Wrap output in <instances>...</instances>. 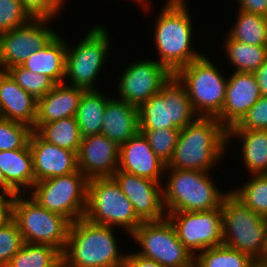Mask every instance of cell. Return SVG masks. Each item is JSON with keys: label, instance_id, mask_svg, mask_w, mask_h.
I'll return each mask as SVG.
<instances>
[{"label": "cell", "instance_id": "f6af8a7d", "mask_svg": "<svg viewBox=\"0 0 267 267\" xmlns=\"http://www.w3.org/2000/svg\"><path fill=\"white\" fill-rule=\"evenodd\" d=\"M0 189L2 195H17L18 193L7 183L3 173L0 170Z\"/></svg>", "mask_w": 267, "mask_h": 267}, {"label": "cell", "instance_id": "4316f807", "mask_svg": "<svg viewBox=\"0 0 267 267\" xmlns=\"http://www.w3.org/2000/svg\"><path fill=\"white\" fill-rule=\"evenodd\" d=\"M109 99L99 89L83 92L75 116L82 138L101 133L105 107Z\"/></svg>", "mask_w": 267, "mask_h": 267}, {"label": "cell", "instance_id": "7c38bea8", "mask_svg": "<svg viewBox=\"0 0 267 267\" xmlns=\"http://www.w3.org/2000/svg\"><path fill=\"white\" fill-rule=\"evenodd\" d=\"M106 30L96 25L76 47L72 49L67 45L65 78H71L70 86L85 91L97 90L94 83L109 51L110 38Z\"/></svg>", "mask_w": 267, "mask_h": 267}, {"label": "cell", "instance_id": "ee69618b", "mask_svg": "<svg viewBox=\"0 0 267 267\" xmlns=\"http://www.w3.org/2000/svg\"><path fill=\"white\" fill-rule=\"evenodd\" d=\"M253 74L258 82L261 96L267 97V60Z\"/></svg>", "mask_w": 267, "mask_h": 267}, {"label": "cell", "instance_id": "2e32d148", "mask_svg": "<svg viewBox=\"0 0 267 267\" xmlns=\"http://www.w3.org/2000/svg\"><path fill=\"white\" fill-rule=\"evenodd\" d=\"M112 178L130 200L137 216L143 222L166 218L161 183L122 170H117Z\"/></svg>", "mask_w": 267, "mask_h": 267}, {"label": "cell", "instance_id": "60d3db41", "mask_svg": "<svg viewBox=\"0 0 267 267\" xmlns=\"http://www.w3.org/2000/svg\"><path fill=\"white\" fill-rule=\"evenodd\" d=\"M15 199L16 195L0 194V227L5 226L13 220Z\"/></svg>", "mask_w": 267, "mask_h": 267}, {"label": "cell", "instance_id": "44dd1931", "mask_svg": "<svg viewBox=\"0 0 267 267\" xmlns=\"http://www.w3.org/2000/svg\"><path fill=\"white\" fill-rule=\"evenodd\" d=\"M85 90L58 83L43 97L37 99L34 131L44 123L75 117L81 96Z\"/></svg>", "mask_w": 267, "mask_h": 267}, {"label": "cell", "instance_id": "9a60e30c", "mask_svg": "<svg viewBox=\"0 0 267 267\" xmlns=\"http://www.w3.org/2000/svg\"><path fill=\"white\" fill-rule=\"evenodd\" d=\"M173 74L157 60H143L129 65L119 79L118 99L137 108L158 94Z\"/></svg>", "mask_w": 267, "mask_h": 267}, {"label": "cell", "instance_id": "ab89813d", "mask_svg": "<svg viewBox=\"0 0 267 267\" xmlns=\"http://www.w3.org/2000/svg\"><path fill=\"white\" fill-rule=\"evenodd\" d=\"M33 18H53L65 0H20Z\"/></svg>", "mask_w": 267, "mask_h": 267}, {"label": "cell", "instance_id": "f546056e", "mask_svg": "<svg viewBox=\"0 0 267 267\" xmlns=\"http://www.w3.org/2000/svg\"><path fill=\"white\" fill-rule=\"evenodd\" d=\"M226 37L224 48L237 72L254 73L267 60V46L244 44Z\"/></svg>", "mask_w": 267, "mask_h": 267}, {"label": "cell", "instance_id": "4dcf8cb0", "mask_svg": "<svg viewBox=\"0 0 267 267\" xmlns=\"http://www.w3.org/2000/svg\"><path fill=\"white\" fill-rule=\"evenodd\" d=\"M256 262L249 254L226 245L207 248L194 256L198 267H253Z\"/></svg>", "mask_w": 267, "mask_h": 267}, {"label": "cell", "instance_id": "d4e9b609", "mask_svg": "<svg viewBox=\"0 0 267 267\" xmlns=\"http://www.w3.org/2000/svg\"><path fill=\"white\" fill-rule=\"evenodd\" d=\"M0 170L18 194H22L25 188L31 189L35 184V175L29 143L22 149L0 151Z\"/></svg>", "mask_w": 267, "mask_h": 267}, {"label": "cell", "instance_id": "f907efd6", "mask_svg": "<svg viewBox=\"0 0 267 267\" xmlns=\"http://www.w3.org/2000/svg\"><path fill=\"white\" fill-rule=\"evenodd\" d=\"M188 267H198L194 262Z\"/></svg>", "mask_w": 267, "mask_h": 267}, {"label": "cell", "instance_id": "7bdbcfd3", "mask_svg": "<svg viewBox=\"0 0 267 267\" xmlns=\"http://www.w3.org/2000/svg\"><path fill=\"white\" fill-rule=\"evenodd\" d=\"M123 267H164L155 260L145 258L138 253L125 255Z\"/></svg>", "mask_w": 267, "mask_h": 267}, {"label": "cell", "instance_id": "ac0fdd59", "mask_svg": "<svg viewBox=\"0 0 267 267\" xmlns=\"http://www.w3.org/2000/svg\"><path fill=\"white\" fill-rule=\"evenodd\" d=\"M260 97L254 74L235 71L228 79L224 105L216 118L229 129L243 118Z\"/></svg>", "mask_w": 267, "mask_h": 267}, {"label": "cell", "instance_id": "74e56055", "mask_svg": "<svg viewBox=\"0 0 267 267\" xmlns=\"http://www.w3.org/2000/svg\"><path fill=\"white\" fill-rule=\"evenodd\" d=\"M24 244L18 224L13 219L0 227V267H6L10 259L22 248Z\"/></svg>", "mask_w": 267, "mask_h": 267}, {"label": "cell", "instance_id": "bcb514c9", "mask_svg": "<svg viewBox=\"0 0 267 267\" xmlns=\"http://www.w3.org/2000/svg\"><path fill=\"white\" fill-rule=\"evenodd\" d=\"M51 267H69L66 260L61 257L55 264H53Z\"/></svg>", "mask_w": 267, "mask_h": 267}, {"label": "cell", "instance_id": "836d02e7", "mask_svg": "<svg viewBox=\"0 0 267 267\" xmlns=\"http://www.w3.org/2000/svg\"><path fill=\"white\" fill-rule=\"evenodd\" d=\"M6 72L23 90L36 99L43 97L55 85L49 77L33 73L21 65L10 67Z\"/></svg>", "mask_w": 267, "mask_h": 267}, {"label": "cell", "instance_id": "4fadbf2b", "mask_svg": "<svg viewBox=\"0 0 267 267\" xmlns=\"http://www.w3.org/2000/svg\"><path fill=\"white\" fill-rule=\"evenodd\" d=\"M178 239L195 256L207 248L223 245L221 208L200 212H168Z\"/></svg>", "mask_w": 267, "mask_h": 267}, {"label": "cell", "instance_id": "603a6c76", "mask_svg": "<svg viewBox=\"0 0 267 267\" xmlns=\"http://www.w3.org/2000/svg\"><path fill=\"white\" fill-rule=\"evenodd\" d=\"M139 131L138 108L110 97L105 107L101 134L121 146Z\"/></svg>", "mask_w": 267, "mask_h": 267}, {"label": "cell", "instance_id": "e0dca14e", "mask_svg": "<svg viewBox=\"0 0 267 267\" xmlns=\"http://www.w3.org/2000/svg\"><path fill=\"white\" fill-rule=\"evenodd\" d=\"M118 160L119 146L103 134L81 139L77 165L88 180L112 177L118 170Z\"/></svg>", "mask_w": 267, "mask_h": 267}, {"label": "cell", "instance_id": "6da1fadb", "mask_svg": "<svg viewBox=\"0 0 267 267\" xmlns=\"http://www.w3.org/2000/svg\"><path fill=\"white\" fill-rule=\"evenodd\" d=\"M227 142L228 129L216 117L198 116L180 129L173 156L166 169L209 172L223 157Z\"/></svg>", "mask_w": 267, "mask_h": 267}, {"label": "cell", "instance_id": "d6a6232c", "mask_svg": "<svg viewBox=\"0 0 267 267\" xmlns=\"http://www.w3.org/2000/svg\"><path fill=\"white\" fill-rule=\"evenodd\" d=\"M230 192L253 212L267 218V174L254 175L241 189Z\"/></svg>", "mask_w": 267, "mask_h": 267}, {"label": "cell", "instance_id": "f1b7e54d", "mask_svg": "<svg viewBox=\"0 0 267 267\" xmlns=\"http://www.w3.org/2000/svg\"><path fill=\"white\" fill-rule=\"evenodd\" d=\"M237 20L227 34L238 42L267 46V17L239 10Z\"/></svg>", "mask_w": 267, "mask_h": 267}, {"label": "cell", "instance_id": "8992f818", "mask_svg": "<svg viewBox=\"0 0 267 267\" xmlns=\"http://www.w3.org/2000/svg\"><path fill=\"white\" fill-rule=\"evenodd\" d=\"M174 75L184 85L198 116L216 117L222 111L228 78L207 57L203 55Z\"/></svg>", "mask_w": 267, "mask_h": 267}, {"label": "cell", "instance_id": "8d00e7d4", "mask_svg": "<svg viewBox=\"0 0 267 267\" xmlns=\"http://www.w3.org/2000/svg\"><path fill=\"white\" fill-rule=\"evenodd\" d=\"M32 18L20 0H0V33L22 26Z\"/></svg>", "mask_w": 267, "mask_h": 267}, {"label": "cell", "instance_id": "5b68a950", "mask_svg": "<svg viewBox=\"0 0 267 267\" xmlns=\"http://www.w3.org/2000/svg\"><path fill=\"white\" fill-rule=\"evenodd\" d=\"M170 171L163 192L168 212H200L221 208L223 194L209 178V172L181 169Z\"/></svg>", "mask_w": 267, "mask_h": 267}, {"label": "cell", "instance_id": "b9f144b4", "mask_svg": "<svg viewBox=\"0 0 267 267\" xmlns=\"http://www.w3.org/2000/svg\"><path fill=\"white\" fill-rule=\"evenodd\" d=\"M239 10L267 17V0H237Z\"/></svg>", "mask_w": 267, "mask_h": 267}, {"label": "cell", "instance_id": "c3c4849f", "mask_svg": "<svg viewBox=\"0 0 267 267\" xmlns=\"http://www.w3.org/2000/svg\"><path fill=\"white\" fill-rule=\"evenodd\" d=\"M133 1H136L137 3H141L142 5L145 6V9H147V7L149 6V4H147L146 0L144 2V0H133ZM146 3V4H145ZM148 5V6H147Z\"/></svg>", "mask_w": 267, "mask_h": 267}, {"label": "cell", "instance_id": "cb8c5ba5", "mask_svg": "<svg viewBox=\"0 0 267 267\" xmlns=\"http://www.w3.org/2000/svg\"><path fill=\"white\" fill-rule=\"evenodd\" d=\"M67 43L56 35L45 47L35 51L21 65L33 73L49 77L55 84L65 83Z\"/></svg>", "mask_w": 267, "mask_h": 267}, {"label": "cell", "instance_id": "e575fe53", "mask_svg": "<svg viewBox=\"0 0 267 267\" xmlns=\"http://www.w3.org/2000/svg\"><path fill=\"white\" fill-rule=\"evenodd\" d=\"M154 153L167 165L177 144L180 129H140Z\"/></svg>", "mask_w": 267, "mask_h": 267}, {"label": "cell", "instance_id": "f35d334b", "mask_svg": "<svg viewBox=\"0 0 267 267\" xmlns=\"http://www.w3.org/2000/svg\"><path fill=\"white\" fill-rule=\"evenodd\" d=\"M228 130H267V97L261 96L243 118Z\"/></svg>", "mask_w": 267, "mask_h": 267}, {"label": "cell", "instance_id": "52a82bcc", "mask_svg": "<svg viewBox=\"0 0 267 267\" xmlns=\"http://www.w3.org/2000/svg\"><path fill=\"white\" fill-rule=\"evenodd\" d=\"M84 218L95 224L121 226L126 228L130 235L143 222L112 177L93 178L88 181Z\"/></svg>", "mask_w": 267, "mask_h": 267}, {"label": "cell", "instance_id": "7a4b0ae2", "mask_svg": "<svg viewBox=\"0 0 267 267\" xmlns=\"http://www.w3.org/2000/svg\"><path fill=\"white\" fill-rule=\"evenodd\" d=\"M113 232L110 226L78 219L70 224L62 257L69 267H123L126 254L118 251Z\"/></svg>", "mask_w": 267, "mask_h": 267}, {"label": "cell", "instance_id": "d6986e66", "mask_svg": "<svg viewBox=\"0 0 267 267\" xmlns=\"http://www.w3.org/2000/svg\"><path fill=\"white\" fill-rule=\"evenodd\" d=\"M35 182L76 172L77 152L60 148L42 139L34 130L29 139Z\"/></svg>", "mask_w": 267, "mask_h": 267}, {"label": "cell", "instance_id": "1f68e13d", "mask_svg": "<svg viewBox=\"0 0 267 267\" xmlns=\"http://www.w3.org/2000/svg\"><path fill=\"white\" fill-rule=\"evenodd\" d=\"M61 257L62 253L53 246L24 242L6 267H51Z\"/></svg>", "mask_w": 267, "mask_h": 267}, {"label": "cell", "instance_id": "ffe728a7", "mask_svg": "<svg viewBox=\"0 0 267 267\" xmlns=\"http://www.w3.org/2000/svg\"><path fill=\"white\" fill-rule=\"evenodd\" d=\"M165 169L166 164L154 153L142 132L119 146L118 170L160 183Z\"/></svg>", "mask_w": 267, "mask_h": 267}, {"label": "cell", "instance_id": "3957f363", "mask_svg": "<svg viewBox=\"0 0 267 267\" xmlns=\"http://www.w3.org/2000/svg\"><path fill=\"white\" fill-rule=\"evenodd\" d=\"M185 0H167L154 31L159 63L173 75L203 55L191 48L192 22Z\"/></svg>", "mask_w": 267, "mask_h": 267}, {"label": "cell", "instance_id": "30bf717a", "mask_svg": "<svg viewBox=\"0 0 267 267\" xmlns=\"http://www.w3.org/2000/svg\"><path fill=\"white\" fill-rule=\"evenodd\" d=\"M20 196V197H19ZM16 195L14 220L18 224L23 241L32 244H46L64 252L71 222L64 216L40 206L30 197Z\"/></svg>", "mask_w": 267, "mask_h": 267}, {"label": "cell", "instance_id": "277c9868", "mask_svg": "<svg viewBox=\"0 0 267 267\" xmlns=\"http://www.w3.org/2000/svg\"><path fill=\"white\" fill-rule=\"evenodd\" d=\"M223 245L260 262L267 250V218L253 212L231 192L221 204Z\"/></svg>", "mask_w": 267, "mask_h": 267}, {"label": "cell", "instance_id": "9c48e42d", "mask_svg": "<svg viewBox=\"0 0 267 267\" xmlns=\"http://www.w3.org/2000/svg\"><path fill=\"white\" fill-rule=\"evenodd\" d=\"M88 181L79 169L68 175L47 178L35 182L30 190L31 198L73 223L85 216Z\"/></svg>", "mask_w": 267, "mask_h": 267}, {"label": "cell", "instance_id": "681fc988", "mask_svg": "<svg viewBox=\"0 0 267 267\" xmlns=\"http://www.w3.org/2000/svg\"><path fill=\"white\" fill-rule=\"evenodd\" d=\"M260 262L261 263H266L267 262V250H266L265 256L263 257V259Z\"/></svg>", "mask_w": 267, "mask_h": 267}, {"label": "cell", "instance_id": "8fae6325", "mask_svg": "<svg viewBox=\"0 0 267 267\" xmlns=\"http://www.w3.org/2000/svg\"><path fill=\"white\" fill-rule=\"evenodd\" d=\"M130 236L142 247L136 253L164 267H188L194 262V255L178 239L175 227L167 217L142 222Z\"/></svg>", "mask_w": 267, "mask_h": 267}, {"label": "cell", "instance_id": "484cf974", "mask_svg": "<svg viewBox=\"0 0 267 267\" xmlns=\"http://www.w3.org/2000/svg\"><path fill=\"white\" fill-rule=\"evenodd\" d=\"M242 140V157L252 175L267 174V130H228Z\"/></svg>", "mask_w": 267, "mask_h": 267}, {"label": "cell", "instance_id": "d590c367", "mask_svg": "<svg viewBox=\"0 0 267 267\" xmlns=\"http://www.w3.org/2000/svg\"><path fill=\"white\" fill-rule=\"evenodd\" d=\"M32 131L27 124L0 118V151L24 148Z\"/></svg>", "mask_w": 267, "mask_h": 267}, {"label": "cell", "instance_id": "5bb4252c", "mask_svg": "<svg viewBox=\"0 0 267 267\" xmlns=\"http://www.w3.org/2000/svg\"><path fill=\"white\" fill-rule=\"evenodd\" d=\"M50 20L32 18L22 26L0 33V71L22 65L31 54L45 47L57 35L46 27Z\"/></svg>", "mask_w": 267, "mask_h": 267}, {"label": "cell", "instance_id": "ba28073f", "mask_svg": "<svg viewBox=\"0 0 267 267\" xmlns=\"http://www.w3.org/2000/svg\"><path fill=\"white\" fill-rule=\"evenodd\" d=\"M138 112L140 129H182L198 117L184 85L175 75Z\"/></svg>", "mask_w": 267, "mask_h": 267}, {"label": "cell", "instance_id": "7dc6e473", "mask_svg": "<svg viewBox=\"0 0 267 267\" xmlns=\"http://www.w3.org/2000/svg\"><path fill=\"white\" fill-rule=\"evenodd\" d=\"M253 267H267V264L261 263V262H256Z\"/></svg>", "mask_w": 267, "mask_h": 267}, {"label": "cell", "instance_id": "7402d4cb", "mask_svg": "<svg viewBox=\"0 0 267 267\" xmlns=\"http://www.w3.org/2000/svg\"><path fill=\"white\" fill-rule=\"evenodd\" d=\"M37 99L23 90L6 71H0V118L34 127Z\"/></svg>", "mask_w": 267, "mask_h": 267}, {"label": "cell", "instance_id": "83f0119b", "mask_svg": "<svg viewBox=\"0 0 267 267\" xmlns=\"http://www.w3.org/2000/svg\"><path fill=\"white\" fill-rule=\"evenodd\" d=\"M35 132L45 141L60 148L78 152L81 143L76 117L41 124Z\"/></svg>", "mask_w": 267, "mask_h": 267}]
</instances>
